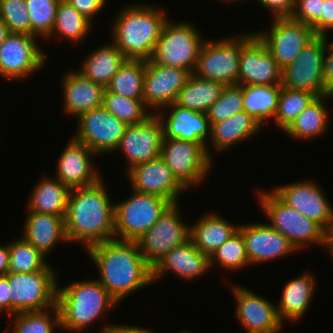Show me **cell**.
<instances>
[{"instance_id": "cell-22", "label": "cell", "mask_w": 333, "mask_h": 333, "mask_svg": "<svg viewBox=\"0 0 333 333\" xmlns=\"http://www.w3.org/2000/svg\"><path fill=\"white\" fill-rule=\"evenodd\" d=\"M95 155L85 144L72 138L59 155L55 177L70 189L95 184L103 179L92 166L91 157Z\"/></svg>"}, {"instance_id": "cell-16", "label": "cell", "mask_w": 333, "mask_h": 333, "mask_svg": "<svg viewBox=\"0 0 333 333\" xmlns=\"http://www.w3.org/2000/svg\"><path fill=\"white\" fill-rule=\"evenodd\" d=\"M284 203L333 233V208L318 184L309 181L277 186L272 190Z\"/></svg>"}, {"instance_id": "cell-27", "label": "cell", "mask_w": 333, "mask_h": 333, "mask_svg": "<svg viewBox=\"0 0 333 333\" xmlns=\"http://www.w3.org/2000/svg\"><path fill=\"white\" fill-rule=\"evenodd\" d=\"M25 219L23 238L44 257L53 250L58 242H68L63 217L29 211Z\"/></svg>"}, {"instance_id": "cell-29", "label": "cell", "mask_w": 333, "mask_h": 333, "mask_svg": "<svg viewBox=\"0 0 333 333\" xmlns=\"http://www.w3.org/2000/svg\"><path fill=\"white\" fill-rule=\"evenodd\" d=\"M238 228L239 225H233L217 213H208L190 226L189 239L201 252L210 257L238 231Z\"/></svg>"}, {"instance_id": "cell-17", "label": "cell", "mask_w": 333, "mask_h": 333, "mask_svg": "<svg viewBox=\"0 0 333 333\" xmlns=\"http://www.w3.org/2000/svg\"><path fill=\"white\" fill-rule=\"evenodd\" d=\"M190 74L186 69L157 64L151 59L145 60L143 102L148 110L151 108L154 112L158 109L159 112L174 103Z\"/></svg>"}, {"instance_id": "cell-32", "label": "cell", "mask_w": 333, "mask_h": 333, "mask_svg": "<svg viewBox=\"0 0 333 333\" xmlns=\"http://www.w3.org/2000/svg\"><path fill=\"white\" fill-rule=\"evenodd\" d=\"M43 179V180H42ZM28 200V210L64 218L70 188L57 178H42Z\"/></svg>"}, {"instance_id": "cell-24", "label": "cell", "mask_w": 333, "mask_h": 333, "mask_svg": "<svg viewBox=\"0 0 333 333\" xmlns=\"http://www.w3.org/2000/svg\"><path fill=\"white\" fill-rule=\"evenodd\" d=\"M249 263L260 264L297 251L296 248L269 224L239 225Z\"/></svg>"}, {"instance_id": "cell-21", "label": "cell", "mask_w": 333, "mask_h": 333, "mask_svg": "<svg viewBox=\"0 0 333 333\" xmlns=\"http://www.w3.org/2000/svg\"><path fill=\"white\" fill-rule=\"evenodd\" d=\"M281 71L256 34L241 48L238 85H281Z\"/></svg>"}, {"instance_id": "cell-41", "label": "cell", "mask_w": 333, "mask_h": 333, "mask_svg": "<svg viewBox=\"0 0 333 333\" xmlns=\"http://www.w3.org/2000/svg\"><path fill=\"white\" fill-rule=\"evenodd\" d=\"M9 246V271L11 273H31L42 270L46 258L23 237L11 242Z\"/></svg>"}, {"instance_id": "cell-28", "label": "cell", "mask_w": 333, "mask_h": 333, "mask_svg": "<svg viewBox=\"0 0 333 333\" xmlns=\"http://www.w3.org/2000/svg\"><path fill=\"white\" fill-rule=\"evenodd\" d=\"M315 283L312 274L304 273L285 284L280 302L276 305L282 323L285 319L297 321L306 314L315 295Z\"/></svg>"}, {"instance_id": "cell-51", "label": "cell", "mask_w": 333, "mask_h": 333, "mask_svg": "<svg viewBox=\"0 0 333 333\" xmlns=\"http://www.w3.org/2000/svg\"><path fill=\"white\" fill-rule=\"evenodd\" d=\"M10 287L8 273L0 275V312L6 311L10 315Z\"/></svg>"}, {"instance_id": "cell-46", "label": "cell", "mask_w": 333, "mask_h": 333, "mask_svg": "<svg viewBox=\"0 0 333 333\" xmlns=\"http://www.w3.org/2000/svg\"><path fill=\"white\" fill-rule=\"evenodd\" d=\"M324 0H295L291 18L313 26L321 17Z\"/></svg>"}, {"instance_id": "cell-37", "label": "cell", "mask_w": 333, "mask_h": 333, "mask_svg": "<svg viewBox=\"0 0 333 333\" xmlns=\"http://www.w3.org/2000/svg\"><path fill=\"white\" fill-rule=\"evenodd\" d=\"M92 23L81 15L66 0H60L56 10V19L50 36L58 34L72 42L82 41L90 32Z\"/></svg>"}, {"instance_id": "cell-36", "label": "cell", "mask_w": 333, "mask_h": 333, "mask_svg": "<svg viewBox=\"0 0 333 333\" xmlns=\"http://www.w3.org/2000/svg\"><path fill=\"white\" fill-rule=\"evenodd\" d=\"M145 60L127 59L105 89L129 99L143 100Z\"/></svg>"}, {"instance_id": "cell-19", "label": "cell", "mask_w": 333, "mask_h": 333, "mask_svg": "<svg viewBox=\"0 0 333 333\" xmlns=\"http://www.w3.org/2000/svg\"><path fill=\"white\" fill-rule=\"evenodd\" d=\"M127 172L133 190L165 198L171 204L177 203L179 193L187 190L160 156L139 163Z\"/></svg>"}, {"instance_id": "cell-33", "label": "cell", "mask_w": 333, "mask_h": 333, "mask_svg": "<svg viewBox=\"0 0 333 333\" xmlns=\"http://www.w3.org/2000/svg\"><path fill=\"white\" fill-rule=\"evenodd\" d=\"M224 85L214 80L202 79L190 74L178 92L175 104L190 110L206 113L219 99Z\"/></svg>"}, {"instance_id": "cell-44", "label": "cell", "mask_w": 333, "mask_h": 333, "mask_svg": "<svg viewBox=\"0 0 333 333\" xmlns=\"http://www.w3.org/2000/svg\"><path fill=\"white\" fill-rule=\"evenodd\" d=\"M244 111L242 85H226L219 99L206 112L210 124L226 120L230 116Z\"/></svg>"}, {"instance_id": "cell-26", "label": "cell", "mask_w": 333, "mask_h": 333, "mask_svg": "<svg viewBox=\"0 0 333 333\" xmlns=\"http://www.w3.org/2000/svg\"><path fill=\"white\" fill-rule=\"evenodd\" d=\"M62 84L64 108L68 115L76 118L102 106L105 87L85 78L79 71L67 73Z\"/></svg>"}, {"instance_id": "cell-8", "label": "cell", "mask_w": 333, "mask_h": 333, "mask_svg": "<svg viewBox=\"0 0 333 333\" xmlns=\"http://www.w3.org/2000/svg\"><path fill=\"white\" fill-rule=\"evenodd\" d=\"M205 40L190 22L167 20L151 60L157 64L182 68L193 73Z\"/></svg>"}, {"instance_id": "cell-55", "label": "cell", "mask_w": 333, "mask_h": 333, "mask_svg": "<svg viewBox=\"0 0 333 333\" xmlns=\"http://www.w3.org/2000/svg\"><path fill=\"white\" fill-rule=\"evenodd\" d=\"M326 248L330 251V253L333 256V233L328 234Z\"/></svg>"}, {"instance_id": "cell-43", "label": "cell", "mask_w": 333, "mask_h": 333, "mask_svg": "<svg viewBox=\"0 0 333 333\" xmlns=\"http://www.w3.org/2000/svg\"><path fill=\"white\" fill-rule=\"evenodd\" d=\"M60 0H25L31 21V35L51 38L56 10Z\"/></svg>"}, {"instance_id": "cell-57", "label": "cell", "mask_w": 333, "mask_h": 333, "mask_svg": "<svg viewBox=\"0 0 333 333\" xmlns=\"http://www.w3.org/2000/svg\"><path fill=\"white\" fill-rule=\"evenodd\" d=\"M179 333H190V332H188V331L185 330V331H183V332H179Z\"/></svg>"}, {"instance_id": "cell-38", "label": "cell", "mask_w": 333, "mask_h": 333, "mask_svg": "<svg viewBox=\"0 0 333 333\" xmlns=\"http://www.w3.org/2000/svg\"><path fill=\"white\" fill-rule=\"evenodd\" d=\"M102 106L128 126L142 123L153 114L143 100L129 99L106 89Z\"/></svg>"}, {"instance_id": "cell-18", "label": "cell", "mask_w": 333, "mask_h": 333, "mask_svg": "<svg viewBox=\"0 0 333 333\" xmlns=\"http://www.w3.org/2000/svg\"><path fill=\"white\" fill-rule=\"evenodd\" d=\"M163 126L156 113L144 122L127 126L115 151L125 154L129 169L160 156Z\"/></svg>"}, {"instance_id": "cell-45", "label": "cell", "mask_w": 333, "mask_h": 333, "mask_svg": "<svg viewBox=\"0 0 333 333\" xmlns=\"http://www.w3.org/2000/svg\"><path fill=\"white\" fill-rule=\"evenodd\" d=\"M0 18L11 33L31 35V21L25 0H0Z\"/></svg>"}, {"instance_id": "cell-4", "label": "cell", "mask_w": 333, "mask_h": 333, "mask_svg": "<svg viewBox=\"0 0 333 333\" xmlns=\"http://www.w3.org/2000/svg\"><path fill=\"white\" fill-rule=\"evenodd\" d=\"M117 303L97 279L75 281L64 288L58 286L56 304L60 314V328L82 331Z\"/></svg>"}, {"instance_id": "cell-25", "label": "cell", "mask_w": 333, "mask_h": 333, "mask_svg": "<svg viewBox=\"0 0 333 333\" xmlns=\"http://www.w3.org/2000/svg\"><path fill=\"white\" fill-rule=\"evenodd\" d=\"M211 269L209 256L201 252L189 239L174 247L152 268V280H160L168 270L182 279L191 280Z\"/></svg>"}, {"instance_id": "cell-13", "label": "cell", "mask_w": 333, "mask_h": 333, "mask_svg": "<svg viewBox=\"0 0 333 333\" xmlns=\"http://www.w3.org/2000/svg\"><path fill=\"white\" fill-rule=\"evenodd\" d=\"M255 34L281 69L292 63L304 46L316 36L311 26L291 17L274 18L270 31Z\"/></svg>"}, {"instance_id": "cell-48", "label": "cell", "mask_w": 333, "mask_h": 333, "mask_svg": "<svg viewBox=\"0 0 333 333\" xmlns=\"http://www.w3.org/2000/svg\"><path fill=\"white\" fill-rule=\"evenodd\" d=\"M333 28V0L322 2V12L320 19L312 26L315 35L326 36L328 29Z\"/></svg>"}, {"instance_id": "cell-30", "label": "cell", "mask_w": 333, "mask_h": 333, "mask_svg": "<svg viewBox=\"0 0 333 333\" xmlns=\"http://www.w3.org/2000/svg\"><path fill=\"white\" fill-rule=\"evenodd\" d=\"M262 124L247 112L236 113L224 121L211 125L210 142L217 151L228 150L236 142L258 133Z\"/></svg>"}, {"instance_id": "cell-9", "label": "cell", "mask_w": 333, "mask_h": 333, "mask_svg": "<svg viewBox=\"0 0 333 333\" xmlns=\"http://www.w3.org/2000/svg\"><path fill=\"white\" fill-rule=\"evenodd\" d=\"M171 203L132 189V195L115 204V239L137 241L159 219Z\"/></svg>"}, {"instance_id": "cell-3", "label": "cell", "mask_w": 333, "mask_h": 333, "mask_svg": "<svg viewBox=\"0 0 333 333\" xmlns=\"http://www.w3.org/2000/svg\"><path fill=\"white\" fill-rule=\"evenodd\" d=\"M166 16L164 9L156 6H126L113 21L112 41L127 59L149 60L168 20Z\"/></svg>"}, {"instance_id": "cell-7", "label": "cell", "mask_w": 333, "mask_h": 333, "mask_svg": "<svg viewBox=\"0 0 333 333\" xmlns=\"http://www.w3.org/2000/svg\"><path fill=\"white\" fill-rule=\"evenodd\" d=\"M51 265L31 273L8 272L10 316L27 311H41L56 305L57 279Z\"/></svg>"}, {"instance_id": "cell-42", "label": "cell", "mask_w": 333, "mask_h": 333, "mask_svg": "<svg viewBox=\"0 0 333 333\" xmlns=\"http://www.w3.org/2000/svg\"><path fill=\"white\" fill-rule=\"evenodd\" d=\"M209 259L210 267L216 262L217 265L226 270L234 271L248 266V264L250 265L245 241L241 232L238 230Z\"/></svg>"}, {"instance_id": "cell-52", "label": "cell", "mask_w": 333, "mask_h": 333, "mask_svg": "<svg viewBox=\"0 0 333 333\" xmlns=\"http://www.w3.org/2000/svg\"><path fill=\"white\" fill-rule=\"evenodd\" d=\"M101 333H155L150 329L141 328L139 326H122V325H108L102 329Z\"/></svg>"}, {"instance_id": "cell-1", "label": "cell", "mask_w": 333, "mask_h": 333, "mask_svg": "<svg viewBox=\"0 0 333 333\" xmlns=\"http://www.w3.org/2000/svg\"><path fill=\"white\" fill-rule=\"evenodd\" d=\"M100 273L98 281L118 302L153 283L152 267L143 258L137 241L112 239L86 250Z\"/></svg>"}, {"instance_id": "cell-54", "label": "cell", "mask_w": 333, "mask_h": 333, "mask_svg": "<svg viewBox=\"0 0 333 333\" xmlns=\"http://www.w3.org/2000/svg\"><path fill=\"white\" fill-rule=\"evenodd\" d=\"M9 28L6 26L4 21L0 18V44L9 36Z\"/></svg>"}, {"instance_id": "cell-49", "label": "cell", "mask_w": 333, "mask_h": 333, "mask_svg": "<svg viewBox=\"0 0 333 333\" xmlns=\"http://www.w3.org/2000/svg\"><path fill=\"white\" fill-rule=\"evenodd\" d=\"M327 35L325 36V53L323 62V82L325 93L333 96V42L327 43ZM329 51H328V50ZM330 52L326 55V53Z\"/></svg>"}, {"instance_id": "cell-23", "label": "cell", "mask_w": 333, "mask_h": 333, "mask_svg": "<svg viewBox=\"0 0 333 333\" xmlns=\"http://www.w3.org/2000/svg\"><path fill=\"white\" fill-rule=\"evenodd\" d=\"M170 110L168 118L164 117L157 110L155 113L158 115L163 126V138H177L193 143H203L206 146V152L210 156L208 143L206 142L207 135H211V124L206 113L190 110L181 107L175 103L169 104L163 109ZM207 144V145H206Z\"/></svg>"}, {"instance_id": "cell-20", "label": "cell", "mask_w": 333, "mask_h": 333, "mask_svg": "<svg viewBox=\"0 0 333 333\" xmlns=\"http://www.w3.org/2000/svg\"><path fill=\"white\" fill-rule=\"evenodd\" d=\"M232 291L237 302L235 314L246 333H278L282 329L272 302L241 286H233Z\"/></svg>"}, {"instance_id": "cell-2", "label": "cell", "mask_w": 333, "mask_h": 333, "mask_svg": "<svg viewBox=\"0 0 333 333\" xmlns=\"http://www.w3.org/2000/svg\"><path fill=\"white\" fill-rule=\"evenodd\" d=\"M100 179L86 187L72 188L64 215L68 242H80L85 250L115 239V204Z\"/></svg>"}, {"instance_id": "cell-35", "label": "cell", "mask_w": 333, "mask_h": 333, "mask_svg": "<svg viewBox=\"0 0 333 333\" xmlns=\"http://www.w3.org/2000/svg\"><path fill=\"white\" fill-rule=\"evenodd\" d=\"M281 85H242L244 111L262 124L274 118ZM266 120V121H265Z\"/></svg>"}, {"instance_id": "cell-11", "label": "cell", "mask_w": 333, "mask_h": 333, "mask_svg": "<svg viewBox=\"0 0 333 333\" xmlns=\"http://www.w3.org/2000/svg\"><path fill=\"white\" fill-rule=\"evenodd\" d=\"M178 206V202L170 204L158 221L137 240L143 258L152 268L174 247L189 240L190 226L181 221Z\"/></svg>"}, {"instance_id": "cell-39", "label": "cell", "mask_w": 333, "mask_h": 333, "mask_svg": "<svg viewBox=\"0 0 333 333\" xmlns=\"http://www.w3.org/2000/svg\"><path fill=\"white\" fill-rule=\"evenodd\" d=\"M315 94L305 90H293L281 86L278 109L274 120L285 131L294 119L316 98Z\"/></svg>"}, {"instance_id": "cell-10", "label": "cell", "mask_w": 333, "mask_h": 333, "mask_svg": "<svg viewBox=\"0 0 333 333\" xmlns=\"http://www.w3.org/2000/svg\"><path fill=\"white\" fill-rule=\"evenodd\" d=\"M160 157L186 189L201 183L213 164L203 143L177 138H162Z\"/></svg>"}, {"instance_id": "cell-14", "label": "cell", "mask_w": 333, "mask_h": 333, "mask_svg": "<svg viewBox=\"0 0 333 333\" xmlns=\"http://www.w3.org/2000/svg\"><path fill=\"white\" fill-rule=\"evenodd\" d=\"M37 40L36 36L26 33L9 34L0 44L1 77L9 80L24 79L43 68L47 60Z\"/></svg>"}, {"instance_id": "cell-56", "label": "cell", "mask_w": 333, "mask_h": 333, "mask_svg": "<svg viewBox=\"0 0 333 333\" xmlns=\"http://www.w3.org/2000/svg\"><path fill=\"white\" fill-rule=\"evenodd\" d=\"M221 1H222V2H226V1H228V3H229V2H233V1H235V2H236V1L239 2V1H241V0H220V2H221Z\"/></svg>"}, {"instance_id": "cell-12", "label": "cell", "mask_w": 333, "mask_h": 333, "mask_svg": "<svg viewBox=\"0 0 333 333\" xmlns=\"http://www.w3.org/2000/svg\"><path fill=\"white\" fill-rule=\"evenodd\" d=\"M325 36L316 35L296 59L281 71V86L305 90L317 97L327 95L323 82Z\"/></svg>"}, {"instance_id": "cell-53", "label": "cell", "mask_w": 333, "mask_h": 333, "mask_svg": "<svg viewBox=\"0 0 333 333\" xmlns=\"http://www.w3.org/2000/svg\"><path fill=\"white\" fill-rule=\"evenodd\" d=\"M9 271V246L0 245V275H6Z\"/></svg>"}, {"instance_id": "cell-40", "label": "cell", "mask_w": 333, "mask_h": 333, "mask_svg": "<svg viewBox=\"0 0 333 333\" xmlns=\"http://www.w3.org/2000/svg\"><path fill=\"white\" fill-rule=\"evenodd\" d=\"M12 316L15 318L11 333H53L54 326L60 328V314L57 304L51 309L21 312Z\"/></svg>"}, {"instance_id": "cell-6", "label": "cell", "mask_w": 333, "mask_h": 333, "mask_svg": "<svg viewBox=\"0 0 333 333\" xmlns=\"http://www.w3.org/2000/svg\"><path fill=\"white\" fill-rule=\"evenodd\" d=\"M255 35L226 37L218 40L205 39L201 46L193 72L199 78L214 80L224 86L238 84L241 48Z\"/></svg>"}, {"instance_id": "cell-5", "label": "cell", "mask_w": 333, "mask_h": 333, "mask_svg": "<svg viewBox=\"0 0 333 333\" xmlns=\"http://www.w3.org/2000/svg\"><path fill=\"white\" fill-rule=\"evenodd\" d=\"M258 196L259 205L270 220L269 225L280 232L296 250L309 243L327 246L328 233L315 221L284 203L272 190H259Z\"/></svg>"}, {"instance_id": "cell-50", "label": "cell", "mask_w": 333, "mask_h": 333, "mask_svg": "<svg viewBox=\"0 0 333 333\" xmlns=\"http://www.w3.org/2000/svg\"><path fill=\"white\" fill-rule=\"evenodd\" d=\"M261 5L269 9L273 14V18L291 17L295 0H258Z\"/></svg>"}, {"instance_id": "cell-31", "label": "cell", "mask_w": 333, "mask_h": 333, "mask_svg": "<svg viewBox=\"0 0 333 333\" xmlns=\"http://www.w3.org/2000/svg\"><path fill=\"white\" fill-rule=\"evenodd\" d=\"M126 60L124 54L112 42L89 53L83 60L79 72L85 78L106 87Z\"/></svg>"}, {"instance_id": "cell-34", "label": "cell", "mask_w": 333, "mask_h": 333, "mask_svg": "<svg viewBox=\"0 0 333 333\" xmlns=\"http://www.w3.org/2000/svg\"><path fill=\"white\" fill-rule=\"evenodd\" d=\"M332 95L316 97L284 131L286 135L295 139L309 140L322 135L328 128L329 113L324 105L326 98Z\"/></svg>"}, {"instance_id": "cell-15", "label": "cell", "mask_w": 333, "mask_h": 333, "mask_svg": "<svg viewBox=\"0 0 333 333\" xmlns=\"http://www.w3.org/2000/svg\"><path fill=\"white\" fill-rule=\"evenodd\" d=\"M77 119L78 128L73 138L85 144L97 156L112 153L128 126L103 106L84 112Z\"/></svg>"}, {"instance_id": "cell-47", "label": "cell", "mask_w": 333, "mask_h": 333, "mask_svg": "<svg viewBox=\"0 0 333 333\" xmlns=\"http://www.w3.org/2000/svg\"><path fill=\"white\" fill-rule=\"evenodd\" d=\"M72 5L81 15L88 19L91 23L92 20L105 7L106 0H66Z\"/></svg>"}]
</instances>
